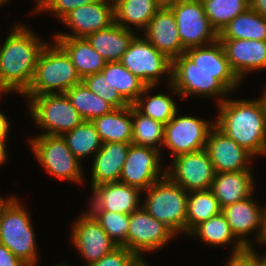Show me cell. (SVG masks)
<instances>
[{
  "label": "cell",
  "mask_w": 266,
  "mask_h": 266,
  "mask_svg": "<svg viewBox=\"0 0 266 266\" xmlns=\"http://www.w3.org/2000/svg\"><path fill=\"white\" fill-rule=\"evenodd\" d=\"M28 141L38 163L48 174L61 181L84 183L83 165L62 136L35 135Z\"/></svg>",
  "instance_id": "7"
},
{
  "label": "cell",
  "mask_w": 266,
  "mask_h": 266,
  "mask_svg": "<svg viewBox=\"0 0 266 266\" xmlns=\"http://www.w3.org/2000/svg\"><path fill=\"white\" fill-rule=\"evenodd\" d=\"M71 224L70 240L74 249L86 261L85 266L97 262L119 247L88 211L83 212Z\"/></svg>",
  "instance_id": "15"
},
{
  "label": "cell",
  "mask_w": 266,
  "mask_h": 266,
  "mask_svg": "<svg viewBox=\"0 0 266 266\" xmlns=\"http://www.w3.org/2000/svg\"><path fill=\"white\" fill-rule=\"evenodd\" d=\"M171 84L182 100L192 95L214 97L218 105L231 94L220 82V71L200 70L185 54L172 61Z\"/></svg>",
  "instance_id": "8"
},
{
  "label": "cell",
  "mask_w": 266,
  "mask_h": 266,
  "mask_svg": "<svg viewBox=\"0 0 266 266\" xmlns=\"http://www.w3.org/2000/svg\"><path fill=\"white\" fill-rule=\"evenodd\" d=\"M168 8L173 12L180 40L186 49L218 41V33L206 16L201 0H181Z\"/></svg>",
  "instance_id": "11"
},
{
  "label": "cell",
  "mask_w": 266,
  "mask_h": 266,
  "mask_svg": "<svg viewBox=\"0 0 266 266\" xmlns=\"http://www.w3.org/2000/svg\"><path fill=\"white\" fill-rule=\"evenodd\" d=\"M136 32L114 23L89 34L86 38L106 62L121 61Z\"/></svg>",
  "instance_id": "26"
},
{
  "label": "cell",
  "mask_w": 266,
  "mask_h": 266,
  "mask_svg": "<svg viewBox=\"0 0 266 266\" xmlns=\"http://www.w3.org/2000/svg\"><path fill=\"white\" fill-rule=\"evenodd\" d=\"M7 141L0 140V166L8 160Z\"/></svg>",
  "instance_id": "46"
},
{
  "label": "cell",
  "mask_w": 266,
  "mask_h": 266,
  "mask_svg": "<svg viewBox=\"0 0 266 266\" xmlns=\"http://www.w3.org/2000/svg\"><path fill=\"white\" fill-rule=\"evenodd\" d=\"M15 196L0 214V243L29 266H37L39 252L32 219Z\"/></svg>",
  "instance_id": "5"
},
{
  "label": "cell",
  "mask_w": 266,
  "mask_h": 266,
  "mask_svg": "<svg viewBox=\"0 0 266 266\" xmlns=\"http://www.w3.org/2000/svg\"><path fill=\"white\" fill-rule=\"evenodd\" d=\"M166 176L185 191L209 190L215 178V169L205 149L171 158Z\"/></svg>",
  "instance_id": "13"
},
{
  "label": "cell",
  "mask_w": 266,
  "mask_h": 266,
  "mask_svg": "<svg viewBox=\"0 0 266 266\" xmlns=\"http://www.w3.org/2000/svg\"><path fill=\"white\" fill-rule=\"evenodd\" d=\"M266 205V204H265ZM260 244L263 246H266V208H265V213H264V231H263V235L262 238L260 240Z\"/></svg>",
  "instance_id": "49"
},
{
  "label": "cell",
  "mask_w": 266,
  "mask_h": 266,
  "mask_svg": "<svg viewBox=\"0 0 266 266\" xmlns=\"http://www.w3.org/2000/svg\"><path fill=\"white\" fill-rule=\"evenodd\" d=\"M131 143H104L91 164V189L104 183L119 181Z\"/></svg>",
  "instance_id": "23"
},
{
  "label": "cell",
  "mask_w": 266,
  "mask_h": 266,
  "mask_svg": "<svg viewBox=\"0 0 266 266\" xmlns=\"http://www.w3.org/2000/svg\"><path fill=\"white\" fill-rule=\"evenodd\" d=\"M11 127V124L9 122V119L4 114V112L0 111V140L7 141L9 137V131Z\"/></svg>",
  "instance_id": "44"
},
{
  "label": "cell",
  "mask_w": 266,
  "mask_h": 266,
  "mask_svg": "<svg viewBox=\"0 0 266 266\" xmlns=\"http://www.w3.org/2000/svg\"><path fill=\"white\" fill-rule=\"evenodd\" d=\"M262 266H266V252L262 254Z\"/></svg>",
  "instance_id": "52"
},
{
  "label": "cell",
  "mask_w": 266,
  "mask_h": 266,
  "mask_svg": "<svg viewBox=\"0 0 266 266\" xmlns=\"http://www.w3.org/2000/svg\"><path fill=\"white\" fill-rule=\"evenodd\" d=\"M218 39L266 41V18L249 8L231 20L218 34Z\"/></svg>",
  "instance_id": "31"
},
{
  "label": "cell",
  "mask_w": 266,
  "mask_h": 266,
  "mask_svg": "<svg viewBox=\"0 0 266 266\" xmlns=\"http://www.w3.org/2000/svg\"><path fill=\"white\" fill-rule=\"evenodd\" d=\"M221 212L220 203L210 189L188 192L185 236L197 225Z\"/></svg>",
  "instance_id": "34"
},
{
  "label": "cell",
  "mask_w": 266,
  "mask_h": 266,
  "mask_svg": "<svg viewBox=\"0 0 266 266\" xmlns=\"http://www.w3.org/2000/svg\"><path fill=\"white\" fill-rule=\"evenodd\" d=\"M252 170L216 173L210 190L221 208L242 201L255 193Z\"/></svg>",
  "instance_id": "24"
},
{
  "label": "cell",
  "mask_w": 266,
  "mask_h": 266,
  "mask_svg": "<svg viewBox=\"0 0 266 266\" xmlns=\"http://www.w3.org/2000/svg\"><path fill=\"white\" fill-rule=\"evenodd\" d=\"M161 8H168L172 6L173 4L178 3L181 0H155Z\"/></svg>",
  "instance_id": "48"
},
{
  "label": "cell",
  "mask_w": 266,
  "mask_h": 266,
  "mask_svg": "<svg viewBox=\"0 0 266 266\" xmlns=\"http://www.w3.org/2000/svg\"><path fill=\"white\" fill-rule=\"evenodd\" d=\"M215 120L207 122L191 115H180L178 111L165 125L163 147L168 148L174 158L184 153H192L205 149L210 130Z\"/></svg>",
  "instance_id": "10"
},
{
  "label": "cell",
  "mask_w": 266,
  "mask_h": 266,
  "mask_svg": "<svg viewBox=\"0 0 266 266\" xmlns=\"http://www.w3.org/2000/svg\"><path fill=\"white\" fill-rule=\"evenodd\" d=\"M159 150L132 144L122 168L120 182L139 188L142 192L166 176L161 164L163 156Z\"/></svg>",
  "instance_id": "14"
},
{
  "label": "cell",
  "mask_w": 266,
  "mask_h": 266,
  "mask_svg": "<svg viewBox=\"0 0 266 266\" xmlns=\"http://www.w3.org/2000/svg\"><path fill=\"white\" fill-rule=\"evenodd\" d=\"M87 211H111L131 214L141 207L143 194L139 188L123 182L104 183L93 187Z\"/></svg>",
  "instance_id": "19"
},
{
  "label": "cell",
  "mask_w": 266,
  "mask_h": 266,
  "mask_svg": "<svg viewBox=\"0 0 266 266\" xmlns=\"http://www.w3.org/2000/svg\"><path fill=\"white\" fill-rule=\"evenodd\" d=\"M139 257L126 247L119 246L113 252L104 255L97 262L88 266H132Z\"/></svg>",
  "instance_id": "41"
},
{
  "label": "cell",
  "mask_w": 266,
  "mask_h": 266,
  "mask_svg": "<svg viewBox=\"0 0 266 266\" xmlns=\"http://www.w3.org/2000/svg\"><path fill=\"white\" fill-rule=\"evenodd\" d=\"M64 94L84 121H92L114 109L108 102L93 93L83 81Z\"/></svg>",
  "instance_id": "33"
},
{
  "label": "cell",
  "mask_w": 266,
  "mask_h": 266,
  "mask_svg": "<svg viewBox=\"0 0 266 266\" xmlns=\"http://www.w3.org/2000/svg\"><path fill=\"white\" fill-rule=\"evenodd\" d=\"M177 235L163 222L151 216L142 206L129 214L127 249L138 257L164 248Z\"/></svg>",
  "instance_id": "12"
},
{
  "label": "cell",
  "mask_w": 266,
  "mask_h": 266,
  "mask_svg": "<svg viewBox=\"0 0 266 266\" xmlns=\"http://www.w3.org/2000/svg\"><path fill=\"white\" fill-rule=\"evenodd\" d=\"M97 0H36L33 13L52 14L57 21H60L70 11L77 9L79 6L88 5Z\"/></svg>",
  "instance_id": "40"
},
{
  "label": "cell",
  "mask_w": 266,
  "mask_h": 266,
  "mask_svg": "<svg viewBox=\"0 0 266 266\" xmlns=\"http://www.w3.org/2000/svg\"><path fill=\"white\" fill-rule=\"evenodd\" d=\"M231 68L244 82L247 73L266 69V41L218 39Z\"/></svg>",
  "instance_id": "20"
},
{
  "label": "cell",
  "mask_w": 266,
  "mask_h": 266,
  "mask_svg": "<svg viewBox=\"0 0 266 266\" xmlns=\"http://www.w3.org/2000/svg\"><path fill=\"white\" fill-rule=\"evenodd\" d=\"M101 141L132 143V105L113 109L91 121Z\"/></svg>",
  "instance_id": "27"
},
{
  "label": "cell",
  "mask_w": 266,
  "mask_h": 266,
  "mask_svg": "<svg viewBox=\"0 0 266 266\" xmlns=\"http://www.w3.org/2000/svg\"><path fill=\"white\" fill-rule=\"evenodd\" d=\"M6 94V92L0 87V99L2 97V95Z\"/></svg>",
  "instance_id": "55"
},
{
  "label": "cell",
  "mask_w": 266,
  "mask_h": 266,
  "mask_svg": "<svg viewBox=\"0 0 266 266\" xmlns=\"http://www.w3.org/2000/svg\"><path fill=\"white\" fill-rule=\"evenodd\" d=\"M0 266H29L0 243Z\"/></svg>",
  "instance_id": "43"
},
{
  "label": "cell",
  "mask_w": 266,
  "mask_h": 266,
  "mask_svg": "<svg viewBox=\"0 0 266 266\" xmlns=\"http://www.w3.org/2000/svg\"><path fill=\"white\" fill-rule=\"evenodd\" d=\"M82 81L93 93L108 102L114 109L129 106L118 91L109 85L102 72L88 75Z\"/></svg>",
  "instance_id": "39"
},
{
  "label": "cell",
  "mask_w": 266,
  "mask_h": 266,
  "mask_svg": "<svg viewBox=\"0 0 266 266\" xmlns=\"http://www.w3.org/2000/svg\"><path fill=\"white\" fill-rule=\"evenodd\" d=\"M215 126L255 158L266 156L265 112L260 99H227L216 105Z\"/></svg>",
  "instance_id": "2"
},
{
  "label": "cell",
  "mask_w": 266,
  "mask_h": 266,
  "mask_svg": "<svg viewBox=\"0 0 266 266\" xmlns=\"http://www.w3.org/2000/svg\"><path fill=\"white\" fill-rule=\"evenodd\" d=\"M54 266H72V265H68L67 263H64V262L61 263L60 262L59 264H56V265L54 264Z\"/></svg>",
  "instance_id": "54"
},
{
  "label": "cell",
  "mask_w": 266,
  "mask_h": 266,
  "mask_svg": "<svg viewBox=\"0 0 266 266\" xmlns=\"http://www.w3.org/2000/svg\"><path fill=\"white\" fill-rule=\"evenodd\" d=\"M142 194L145 197L141 206L151 216L163 222L176 235L186 234L187 191L164 176Z\"/></svg>",
  "instance_id": "4"
},
{
  "label": "cell",
  "mask_w": 266,
  "mask_h": 266,
  "mask_svg": "<svg viewBox=\"0 0 266 266\" xmlns=\"http://www.w3.org/2000/svg\"><path fill=\"white\" fill-rule=\"evenodd\" d=\"M205 150L216 173L253 170L255 157L214 126L208 135Z\"/></svg>",
  "instance_id": "18"
},
{
  "label": "cell",
  "mask_w": 266,
  "mask_h": 266,
  "mask_svg": "<svg viewBox=\"0 0 266 266\" xmlns=\"http://www.w3.org/2000/svg\"><path fill=\"white\" fill-rule=\"evenodd\" d=\"M11 0H0V6L10 3Z\"/></svg>",
  "instance_id": "53"
},
{
  "label": "cell",
  "mask_w": 266,
  "mask_h": 266,
  "mask_svg": "<svg viewBox=\"0 0 266 266\" xmlns=\"http://www.w3.org/2000/svg\"><path fill=\"white\" fill-rule=\"evenodd\" d=\"M70 30L57 32L53 37L86 38L89 34L105 29L115 23L113 0H97L70 11L61 20Z\"/></svg>",
  "instance_id": "16"
},
{
  "label": "cell",
  "mask_w": 266,
  "mask_h": 266,
  "mask_svg": "<svg viewBox=\"0 0 266 266\" xmlns=\"http://www.w3.org/2000/svg\"><path fill=\"white\" fill-rule=\"evenodd\" d=\"M142 33L156 50L171 61L185 53L177 22L169 8H160Z\"/></svg>",
  "instance_id": "21"
},
{
  "label": "cell",
  "mask_w": 266,
  "mask_h": 266,
  "mask_svg": "<svg viewBox=\"0 0 266 266\" xmlns=\"http://www.w3.org/2000/svg\"><path fill=\"white\" fill-rule=\"evenodd\" d=\"M262 95H261V97L259 98L260 99V101H261V103H262V105H263V108H264V112H265V122H266V86H265V88L263 89V91H262Z\"/></svg>",
  "instance_id": "50"
},
{
  "label": "cell",
  "mask_w": 266,
  "mask_h": 266,
  "mask_svg": "<svg viewBox=\"0 0 266 266\" xmlns=\"http://www.w3.org/2000/svg\"><path fill=\"white\" fill-rule=\"evenodd\" d=\"M67 146L74 156L82 162L88 156L94 157L96 152L101 148L103 142L91 121H83L73 130L62 135ZM82 159V160H81Z\"/></svg>",
  "instance_id": "35"
},
{
  "label": "cell",
  "mask_w": 266,
  "mask_h": 266,
  "mask_svg": "<svg viewBox=\"0 0 266 266\" xmlns=\"http://www.w3.org/2000/svg\"><path fill=\"white\" fill-rule=\"evenodd\" d=\"M101 72L109 85L118 91L129 105L136 102L146 87V84L126 69L120 61L107 62Z\"/></svg>",
  "instance_id": "32"
},
{
  "label": "cell",
  "mask_w": 266,
  "mask_h": 266,
  "mask_svg": "<svg viewBox=\"0 0 266 266\" xmlns=\"http://www.w3.org/2000/svg\"><path fill=\"white\" fill-rule=\"evenodd\" d=\"M69 56L77 73L83 80L86 76L101 72L106 61L95 51L87 38L52 37Z\"/></svg>",
  "instance_id": "25"
},
{
  "label": "cell",
  "mask_w": 266,
  "mask_h": 266,
  "mask_svg": "<svg viewBox=\"0 0 266 266\" xmlns=\"http://www.w3.org/2000/svg\"><path fill=\"white\" fill-rule=\"evenodd\" d=\"M100 224L102 229L119 246L127 248L129 214L111 211H88Z\"/></svg>",
  "instance_id": "38"
},
{
  "label": "cell",
  "mask_w": 266,
  "mask_h": 266,
  "mask_svg": "<svg viewBox=\"0 0 266 266\" xmlns=\"http://www.w3.org/2000/svg\"><path fill=\"white\" fill-rule=\"evenodd\" d=\"M225 266H262V253L257 254L255 247H247L239 252L230 253Z\"/></svg>",
  "instance_id": "42"
},
{
  "label": "cell",
  "mask_w": 266,
  "mask_h": 266,
  "mask_svg": "<svg viewBox=\"0 0 266 266\" xmlns=\"http://www.w3.org/2000/svg\"><path fill=\"white\" fill-rule=\"evenodd\" d=\"M132 144L162 151L165 125L144 116L132 105Z\"/></svg>",
  "instance_id": "36"
},
{
  "label": "cell",
  "mask_w": 266,
  "mask_h": 266,
  "mask_svg": "<svg viewBox=\"0 0 266 266\" xmlns=\"http://www.w3.org/2000/svg\"><path fill=\"white\" fill-rule=\"evenodd\" d=\"M29 28L17 22L0 42V87L8 94L21 96L28 89L39 55L49 42Z\"/></svg>",
  "instance_id": "1"
},
{
  "label": "cell",
  "mask_w": 266,
  "mask_h": 266,
  "mask_svg": "<svg viewBox=\"0 0 266 266\" xmlns=\"http://www.w3.org/2000/svg\"><path fill=\"white\" fill-rule=\"evenodd\" d=\"M113 2L115 23L128 30L135 29L136 34L146 29L150 20L161 8L155 0H113Z\"/></svg>",
  "instance_id": "28"
},
{
  "label": "cell",
  "mask_w": 266,
  "mask_h": 266,
  "mask_svg": "<svg viewBox=\"0 0 266 266\" xmlns=\"http://www.w3.org/2000/svg\"><path fill=\"white\" fill-rule=\"evenodd\" d=\"M120 62L146 86H158L164 75L167 84L172 81V61L141 34L134 36Z\"/></svg>",
  "instance_id": "9"
},
{
  "label": "cell",
  "mask_w": 266,
  "mask_h": 266,
  "mask_svg": "<svg viewBox=\"0 0 266 266\" xmlns=\"http://www.w3.org/2000/svg\"><path fill=\"white\" fill-rule=\"evenodd\" d=\"M250 9L266 18V0H249Z\"/></svg>",
  "instance_id": "45"
},
{
  "label": "cell",
  "mask_w": 266,
  "mask_h": 266,
  "mask_svg": "<svg viewBox=\"0 0 266 266\" xmlns=\"http://www.w3.org/2000/svg\"><path fill=\"white\" fill-rule=\"evenodd\" d=\"M200 70L220 71V82L234 93L242 84L231 68L222 44L218 41L206 46L190 47L184 53ZM234 91V92H233Z\"/></svg>",
  "instance_id": "22"
},
{
  "label": "cell",
  "mask_w": 266,
  "mask_h": 266,
  "mask_svg": "<svg viewBox=\"0 0 266 266\" xmlns=\"http://www.w3.org/2000/svg\"><path fill=\"white\" fill-rule=\"evenodd\" d=\"M157 87L158 86H146L133 106L144 116L166 125L174 117V114L179 111L177 103L172 98V95H177V97L180 96L171 83L168 84V88L172 91L169 92L171 96L159 92L151 96L150 92H153L151 90Z\"/></svg>",
  "instance_id": "29"
},
{
  "label": "cell",
  "mask_w": 266,
  "mask_h": 266,
  "mask_svg": "<svg viewBox=\"0 0 266 266\" xmlns=\"http://www.w3.org/2000/svg\"><path fill=\"white\" fill-rule=\"evenodd\" d=\"M187 236L198 237L206 245H212L214 247L233 244L231 253L239 252L246 248L235 237L222 212L197 225Z\"/></svg>",
  "instance_id": "30"
},
{
  "label": "cell",
  "mask_w": 266,
  "mask_h": 266,
  "mask_svg": "<svg viewBox=\"0 0 266 266\" xmlns=\"http://www.w3.org/2000/svg\"><path fill=\"white\" fill-rule=\"evenodd\" d=\"M14 197L15 196L11 195L5 199V198L1 197V195H0V214L3 212L5 207L13 200Z\"/></svg>",
  "instance_id": "47"
},
{
  "label": "cell",
  "mask_w": 266,
  "mask_h": 266,
  "mask_svg": "<svg viewBox=\"0 0 266 266\" xmlns=\"http://www.w3.org/2000/svg\"><path fill=\"white\" fill-rule=\"evenodd\" d=\"M255 194L222 208V213L231 227L235 237L247 248L254 247L249 236H255V244L260 246L264 231V213L266 206H261L255 200ZM256 232V233H255ZM255 233V234H253ZM249 235V236H248ZM248 236V238H247Z\"/></svg>",
  "instance_id": "17"
},
{
  "label": "cell",
  "mask_w": 266,
  "mask_h": 266,
  "mask_svg": "<svg viewBox=\"0 0 266 266\" xmlns=\"http://www.w3.org/2000/svg\"><path fill=\"white\" fill-rule=\"evenodd\" d=\"M132 266H150L145 258H138Z\"/></svg>",
  "instance_id": "51"
},
{
  "label": "cell",
  "mask_w": 266,
  "mask_h": 266,
  "mask_svg": "<svg viewBox=\"0 0 266 266\" xmlns=\"http://www.w3.org/2000/svg\"><path fill=\"white\" fill-rule=\"evenodd\" d=\"M27 98L28 112L42 133L37 135L62 136L84 120L65 94H44Z\"/></svg>",
  "instance_id": "6"
},
{
  "label": "cell",
  "mask_w": 266,
  "mask_h": 266,
  "mask_svg": "<svg viewBox=\"0 0 266 266\" xmlns=\"http://www.w3.org/2000/svg\"><path fill=\"white\" fill-rule=\"evenodd\" d=\"M51 43L48 42L41 51L31 84L21 96L64 94L82 82L66 52L56 42Z\"/></svg>",
  "instance_id": "3"
},
{
  "label": "cell",
  "mask_w": 266,
  "mask_h": 266,
  "mask_svg": "<svg viewBox=\"0 0 266 266\" xmlns=\"http://www.w3.org/2000/svg\"><path fill=\"white\" fill-rule=\"evenodd\" d=\"M205 14L219 34L228 23L250 8L249 0H201Z\"/></svg>",
  "instance_id": "37"
}]
</instances>
